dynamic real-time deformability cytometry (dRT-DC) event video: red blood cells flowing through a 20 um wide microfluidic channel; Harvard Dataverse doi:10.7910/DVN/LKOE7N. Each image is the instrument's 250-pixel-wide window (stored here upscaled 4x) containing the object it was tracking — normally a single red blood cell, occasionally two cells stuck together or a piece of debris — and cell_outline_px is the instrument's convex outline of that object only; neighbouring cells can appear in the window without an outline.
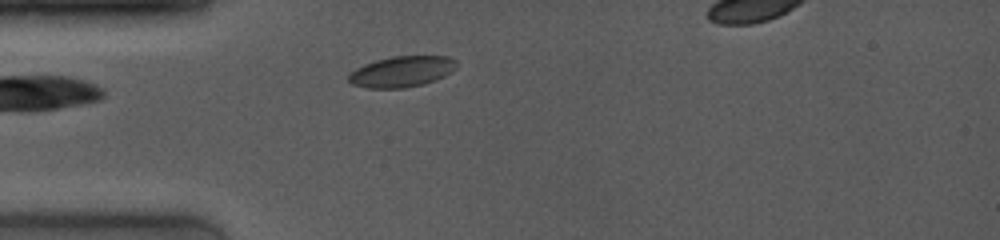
{"species": "common noctule bat (a hibernating species)", "species_latin": "Nyctalus noctula", "temperature_condition": "room temperature", "stored_images_in_passage": 4, "camera_frame_rate_fps": 4000, "um_per_image_px": 0.085, "animal": {"sex": "female", "body_mass_g": 19.0, "forearm_length_mm": 53.3}, "frame": {"image": 1, "passage_image": 1, "time_ms": 0.0, "image_size_px": [1000, 240], "cell_outline_px": [[460, 64], [452, 72], [444, 76], [424, 84], [404, 88], [368, 88], [352, 84], [348, 80], [348, 72], [364, 64], [376, 60], [392, 56], [448, 56], [456, 60]], "centroid_in_image_um": [34.17, 6.08], "position_along_channel_um": 50.8, "area_um2": 19.65}}